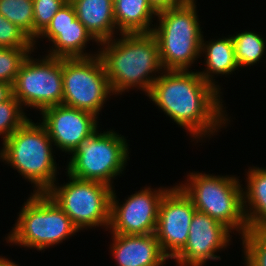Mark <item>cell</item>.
I'll use <instances>...</instances> for the list:
<instances>
[{
    "mask_svg": "<svg viewBox=\"0 0 266 266\" xmlns=\"http://www.w3.org/2000/svg\"><path fill=\"white\" fill-rule=\"evenodd\" d=\"M31 54L18 71L13 96L22 106L42 112L48 107L62 104V58L45 55L35 59Z\"/></svg>",
    "mask_w": 266,
    "mask_h": 266,
    "instance_id": "30bf717a",
    "label": "cell"
},
{
    "mask_svg": "<svg viewBox=\"0 0 266 266\" xmlns=\"http://www.w3.org/2000/svg\"><path fill=\"white\" fill-rule=\"evenodd\" d=\"M0 14L34 41L33 0H0Z\"/></svg>",
    "mask_w": 266,
    "mask_h": 266,
    "instance_id": "7402d4cb",
    "label": "cell"
},
{
    "mask_svg": "<svg viewBox=\"0 0 266 266\" xmlns=\"http://www.w3.org/2000/svg\"><path fill=\"white\" fill-rule=\"evenodd\" d=\"M76 17L100 43L112 39L117 31L113 0H69Z\"/></svg>",
    "mask_w": 266,
    "mask_h": 266,
    "instance_id": "e0dca14e",
    "label": "cell"
},
{
    "mask_svg": "<svg viewBox=\"0 0 266 266\" xmlns=\"http://www.w3.org/2000/svg\"><path fill=\"white\" fill-rule=\"evenodd\" d=\"M40 115L53 146L69 155L100 127L93 113L64 104L48 107Z\"/></svg>",
    "mask_w": 266,
    "mask_h": 266,
    "instance_id": "5bb4252c",
    "label": "cell"
},
{
    "mask_svg": "<svg viewBox=\"0 0 266 266\" xmlns=\"http://www.w3.org/2000/svg\"><path fill=\"white\" fill-rule=\"evenodd\" d=\"M68 1L69 0H33L34 49L37 48V37L47 28L56 12Z\"/></svg>",
    "mask_w": 266,
    "mask_h": 266,
    "instance_id": "484cf974",
    "label": "cell"
},
{
    "mask_svg": "<svg viewBox=\"0 0 266 266\" xmlns=\"http://www.w3.org/2000/svg\"><path fill=\"white\" fill-rule=\"evenodd\" d=\"M119 36L99 43L98 55L110 88L114 95H121L130 88L148 95L164 71L157 40L152 33H120Z\"/></svg>",
    "mask_w": 266,
    "mask_h": 266,
    "instance_id": "7a4b0ae2",
    "label": "cell"
},
{
    "mask_svg": "<svg viewBox=\"0 0 266 266\" xmlns=\"http://www.w3.org/2000/svg\"><path fill=\"white\" fill-rule=\"evenodd\" d=\"M195 211L192 199L178 184L164 194L159 206L155 236L169 260L187 243Z\"/></svg>",
    "mask_w": 266,
    "mask_h": 266,
    "instance_id": "7c38bea8",
    "label": "cell"
},
{
    "mask_svg": "<svg viewBox=\"0 0 266 266\" xmlns=\"http://www.w3.org/2000/svg\"><path fill=\"white\" fill-rule=\"evenodd\" d=\"M0 266H19V265L13 262V260L11 261L6 257L0 256Z\"/></svg>",
    "mask_w": 266,
    "mask_h": 266,
    "instance_id": "4dcf8cb0",
    "label": "cell"
},
{
    "mask_svg": "<svg viewBox=\"0 0 266 266\" xmlns=\"http://www.w3.org/2000/svg\"><path fill=\"white\" fill-rule=\"evenodd\" d=\"M48 38L52 46L47 56L56 58H87L98 55L86 52V45L90 40L99 42L91 35L86 27L76 17L73 4L68 1L54 15L47 28L37 37ZM85 51V52H84Z\"/></svg>",
    "mask_w": 266,
    "mask_h": 266,
    "instance_id": "9a60e30c",
    "label": "cell"
},
{
    "mask_svg": "<svg viewBox=\"0 0 266 266\" xmlns=\"http://www.w3.org/2000/svg\"><path fill=\"white\" fill-rule=\"evenodd\" d=\"M182 3H196V0H180Z\"/></svg>",
    "mask_w": 266,
    "mask_h": 266,
    "instance_id": "1f68e13d",
    "label": "cell"
},
{
    "mask_svg": "<svg viewBox=\"0 0 266 266\" xmlns=\"http://www.w3.org/2000/svg\"><path fill=\"white\" fill-rule=\"evenodd\" d=\"M22 205L7 243L45 251L74 236L79 230L47 193H32Z\"/></svg>",
    "mask_w": 266,
    "mask_h": 266,
    "instance_id": "277c9868",
    "label": "cell"
},
{
    "mask_svg": "<svg viewBox=\"0 0 266 266\" xmlns=\"http://www.w3.org/2000/svg\"><path fill=\"white\" fill-rule=\"evenodd\" d=\"M227 227L206 213L195 211L184 248L173 258L178 266H203L210 259L220 260L216 253L231 243Z\"/></svg>",
    "mask_w": 266,
    "mask_h": 266,
    "instance_id": "4fadbf2b",
    "label": "cell"
},
{
    "mask_svg": "<svg viewBox=\"0 0 266 266\" xmlns=\"http://www.w3.org/2000/svg\"><path fill=\"white\" fill-rule=\"evenodd\" d=\"M110 251L117 266H164V254L155 233L146 235L114 234Z\"/></svg>",
    "mask_w": 266,
    "mask_h": 266,
    "instance_id": "2e32d148",
    "label": "cell"
},
{
    "mask_svg": "<svg viewBox=\"0 0 266 266\" xmlns=\"http://www.w3.org/2000/svg\"><path fill=\"white\" fill-rule=\"evenodd\" d=\"M148 2L156 13L180 6L182 4L180 0H148Z\"/></svg>",
    "mask_w": 266,
    "mask_h": 266,
    "instance_id": "83f0119b",
    "label": "cell"
},
{
    "mask_svg": "<svg viewBox=\"0 0 266 266\" xmlns=\"http://www.w3.org/2000/svg\"><path fill=\"white\" fill-rule=\"evenodd\" d=\"M243 188V208L249 229L266 223V167H250Z\"/></svg>",
    "mask_w": 266,
    "mask_h": 266,
    "instance_id": "ffe728a7",
    "label": "cell"
},
{
    "mask_svg": "<svg viewBox=\"0 0 266 266\" xmlns=\"http://www.w3.org/2000/svg\"><path fill=\"white\" fill-rule=\"evenodd\" d=\"M0 47L34 48V41L18 26L0 14Z\"/></svg>",
    "mask_w": 266,
    "mask_h": 266,
    "instance_id": "4316f807",
    "label": "cell"
},
{
    "mask_svg": "<svg viewBox=\"0 0 266 266\" xmlns=\"http://www.w3.org/2000/svg\"><path fill=\"white\" fill-rule=\"evenodd\" d=\"M235 47V59L239 68L258 64L266 50V41L255 31H243L232 36Z\"/></svg>",
    "mask_w": 266,
    "mask_h": 266,
    "instance_id": "44dd1931",
    "label": "cell"
},
{
    "mask_svg": "<svg viewBox=\"0 0 266 266\" xmlns=\"http://www.w3.org/2000/svg\"><path fill=\"white\" fill-rule=\"evenodd\" d=\"M221 94L198 71L164 70L146 96L196 142H203L230 123Z\"/></svg>",
    "mask_w": 266,
    "mask_h": 266,
    "instance_id": "6da1fadb",
    "label": "cell"
},
{
    "mask_svg": "<svg viewBox=\"0 0 266 266\" xmlns=\"http://www.w3.org/2000/svg\"><path fill=\"white\" fill-rule=\"evenodd\" d=\"M230 36H222V38L212 39L211 41H204L202 37L201 42L200 54L206 55L204 57L206 67L204 71H198V73L219 92L221 91V86L215 81V75L221 74V76L225 75L227 77V75L229 76V74L239 69L235 59L234 42L232 35Z\"/></svg>",
    "mask_w": 266,
    "mask_h": 266,
    "instance_id": "ac0fdd59",
    "label": "cell"
},
{
    "mask_svg": "<svg viewBox=\"0 0 266 266\" xmlns=\"http://www.w3.org/2000/svg\"><path fill=\"white\" fill-rule=\"evenodd\" d=\"M179 186L192 199L197 211L206 213L242 237L249 229L243 208L241 181L233 176L190 172Z\"/></svg>",
    "mask_w": 266,
    "mask_h": 266,
    "instance_id": "8992f818",
    "label": "cell"
},
{
    "mask_svg": "<svg viewBox=\"0 0 266 266\" xmlns=\"http://www.w3.org/2000/svg\"><path fill=\"white\" fill-rule=\"evenodd\" d=\"M196 3H182L180 6L157 13V25L153 27L161 64L164 70H189L200 58L204 33Z\"/></svg>",
    "mask_w": 266,
    "mask_h": 266,
    "instance_id": "5b68a950",
    "label": "cell"
},
{
    "mask_svg": "<svg viewBox=\"0 0 266 266\" xmlns=\"http://www.w3.org/2000/svg\"><path fill=\"white\" fill-rule=\"evenodd\" d=\"M13 96V85L0 81V103L9 100Z\"/></svg>",
    "mask_w": 266,
    "mask_h": 266,
    "instance_id": "f1b7e54d",
    "label": "cell"
},
{
    "mask_svg": "<svg viewBox=\"0 0 266 266\" xmlns=\"http://www.w3.org/2000/svg\"><path fill=\"white\" fill-rule=\"evenodd\" d=\"M99 132L95 131L73 151L66 172L75 178L101 182L114 188L115 178L123 174L130 158L129 144L114 130Z\"/></svg>",
    "mask_w": 266,
    "mask_h": 266,
    "instance_id": "52a82bcc",
    "label": "cell"
},
{
    "mask_svg": "<svg viewBox=\"0 0 266 266\" xmlns=\"http://www.w3.org/2000/svg\"><path fill=\"white\" fill-rule=\"evenodd\" d=\"M62 104L99 116L106 101L114 95L99 55L62 58Z\"/></svg>",
    "mask_w": 266,
    "mask_h": 266,
    "instance_id": "9c48e42d",
    "label": "cell"
},
{
    "mask_svg": "<svg viewBox=\"0 0 266 266\" xmlns=\"http://www.w3.org/2000/svg\"><path fill=\"white\" fill-rule=\"evenodd\" d=\"M242 239L245 266H266V242L253 230L248 229Z\"/></svg>",
    "mask_w": 266,
    "mask_h": 266,
    "instance_id": "d4e9b609",
    "label": "cell"
},
{
    "mask_svg": "<svg viewBox=\"0 0 266 266\" xmlns=\"http://www.w3.org/2000/svg\"><path fill=\"white\" fill-rule=\"evenodd\" d=\"M66 184L54 183L46 192L69 216L79 230L110 225L111 194L113 188L97 181L82 180L65 172Z\"/></svg>",
    "mask_w": 266,
    "mask_h": 266,
    "instance_id": "ba28073f",
    "label": "cell"
},
{
    "mask_svg": "<svg viewBox=\"0 0 266 266\" xmlns=\"http://www.w3.org/2000/svg\"><path fill=\"white\" fill-rule=\"evenodd\" d=\"M34 48L0 47V81L14 84L18 71Z\"/></svg>",
    "mask_w": 266,
    "mask_h": 266,
    "instance_id": "cb8c5ba5",
    "label": "cell"
},
{
    "mask_svg": "<svg viewBox=\"0 0 266 266\" xmlns=\"http://www.w3.org/2000/svg\"><path fill=\"white\" fill-rule=\"evenodd\" d=\"M253 230L266 242V223L255 227Z\"/></svg>",
    "mask_w": 266,
    "mask_h": 266,
    "instance_id": "f546056e",
    "label": "cell"
},
{
    "mask_svg": "<svg viewBox=\"0 0 266 266\" xmlns=\"http://www.w3.org/2000/svg\"><path fill=\"white\" fill-rule=\"evenodd\" d=\"M113 7L119 34L152 32L155 25L152 22L157 13L148 0H114Z\"/></svg>",
    "mask_w": 266,
    "mask_h": 266,
    "instance_id": "d6986e66",
    "label": "cell"
},
{
    "mask_svg": "<svg viewBox=\"0 0 266 266\" xmlns=\"http://www.w3.org/2000/svg\"><path fill=\"white\" fill-rule=\"evenodd\" d=\"M32 121L29 118L2 143L0 160L33 184V193H46L58 179L55 151L45 126Z\"/></svg>",
    "mask_w": 266,
    "mask_h": 266,
    "instance_id": "3957f363",
    "label": "cell"
},
{
    "mask_svg": "<svg viewBox=\"0 0 266 266\" xmlns=\"http://www.w3.org/2000/svg\"><path fill=\"white\" fill-rule=\"evenodd\" d=\"M171 187L141 188L119 203L115 188L111 194L110 225L114 234L146 235L155 233L159 206L164 194ZM153 190V191H152Z\"/></svg>",
    "mask_w": 266,
    "mask_h": 266,
    "instance_id": "8fae6325",
    "label": "cell"
},
{
    "mask_svg": "<svg viewBox=\"0 0 266 266\" xmlns=\"http://www.w3.org/2000/svg\"><path fill=\"white\" fill-rule=\"evenodd\" d=\"M23 108V109H22ZM22 104L12 96L9 100L0 103V136L5 141L15 130L28 119Z\"/></svg>",
    "mask_w": 266,
    "mask_h": 266,
    "instance_id": "603a6c76",
    "label": "cell"
}]
</instances>
